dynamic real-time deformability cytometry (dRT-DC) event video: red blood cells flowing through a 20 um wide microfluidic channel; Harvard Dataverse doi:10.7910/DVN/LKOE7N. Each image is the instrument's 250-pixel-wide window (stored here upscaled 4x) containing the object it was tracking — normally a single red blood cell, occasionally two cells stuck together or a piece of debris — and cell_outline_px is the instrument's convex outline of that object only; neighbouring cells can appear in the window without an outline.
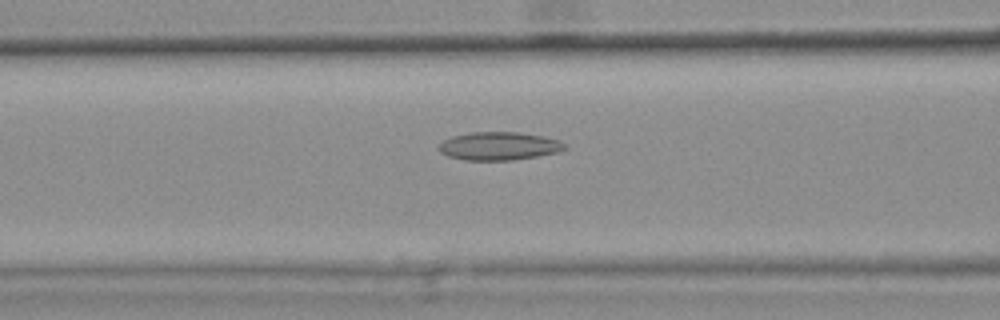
{"species": "common noctule bat (a hibernating species)", "species_latin": "Nyctalus noctula", "temperature_condition": "warm", "stored_images_in_passage": 48, "camera_frame_rate_fps": 3000, "um_per_image_px": 0.085, "animal": {"sex": "female", "body_mass_g": 25.1}, "frame": {"image": 1, "passage_image": 21, "time_ms": 6.667, "image_size_px": [1000, 320], "cell_outline_px": [[568, 148], [560, 152], [512, 160], [464, 160], [448, 156], [440, 152], [436, 148], [436, 144], [452, 136], [472, 132], [516, 132], [544, 136], [560, 140]], "centroid_in_image_um": [42.39, 12.41], "position_along_channel_um": 124.2, "area_um2": 20.87}}
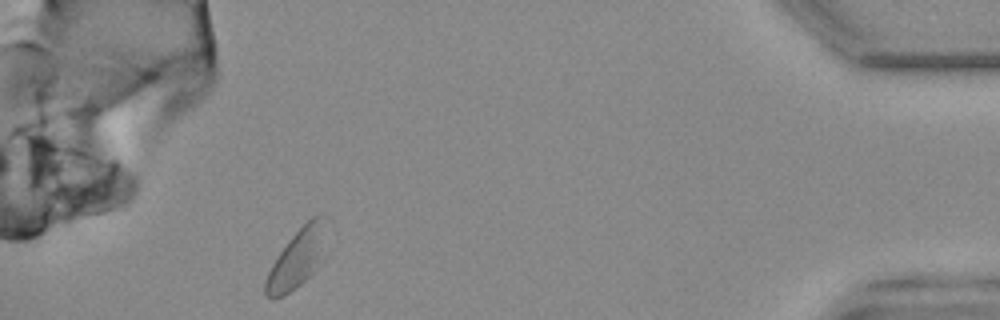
{"frame": {"image": 2, "passage_image": 48, "time_ms": 15.667, "image_size_px": [1000, 320], "cell_outline_px": [[332, 220], [320, 256], [312, 272], [300, 284], [284, 296], [272, 300], [264, 292], [264, 280], [272, 264], [288, 240], [312, 216], [324, 212]], "centroid_in_image_um": [25.3, 21.87], "position_along_channel_um": 409.9, "area_um2": 21.04}, "authors_computed_cell_mechanics": {"area_um2": 20.6924, "velocity_mm_per_s": 3.7778, "shape_relaxation_time_tau1_ms": null, "shape_relaxation_time_tau2_ms": 8.1892, "deformation_change_tau1": null, "deformation_change_tau2": 0.1702}}